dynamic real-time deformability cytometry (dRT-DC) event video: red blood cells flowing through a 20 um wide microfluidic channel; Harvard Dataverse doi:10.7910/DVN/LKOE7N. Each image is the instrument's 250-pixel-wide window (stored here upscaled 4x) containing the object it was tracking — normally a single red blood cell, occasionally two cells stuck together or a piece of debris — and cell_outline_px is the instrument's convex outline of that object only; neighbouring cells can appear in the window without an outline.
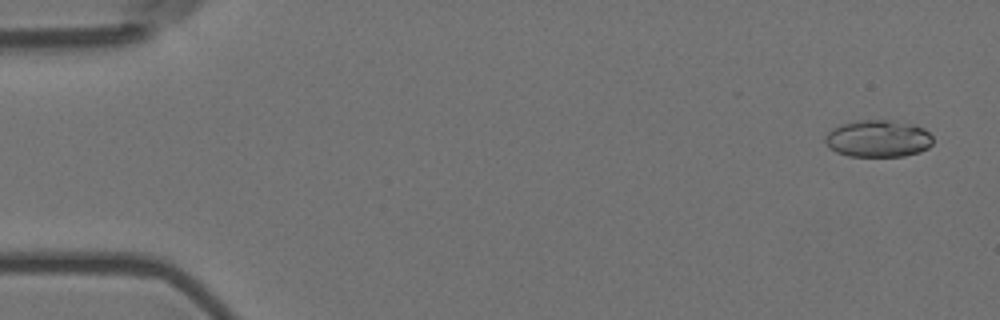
{"species": "Egyptian fruit bat (a non-hibernating species)", "species_latin": "Rousettus aegyptiacus", "temperature_condition": "room temperature", "stored_images_in_passage": 5, "camera_frame_rate_fps": 3000, "um_per_image_px": 0.085, "animal": {"sex": "female"}, "frame": {"image": 1, "passage_image": 1, "time_ms": 0.0, "image_size_px": [1000, 320], "cell_outline_px": [[932, 144], [928, 148], [920, 152], [904, 156], [848, 156], [836, 152], [824, 140], [824, 136], [832, 128], [840, 124], [856, 120], [888, 120], [912, 124], [924, 128], [932, 136]], "centroid_in_image_um": [74.64, 11.78], "position_along_channel_um": 10.4, "area_um2": 23.35}}
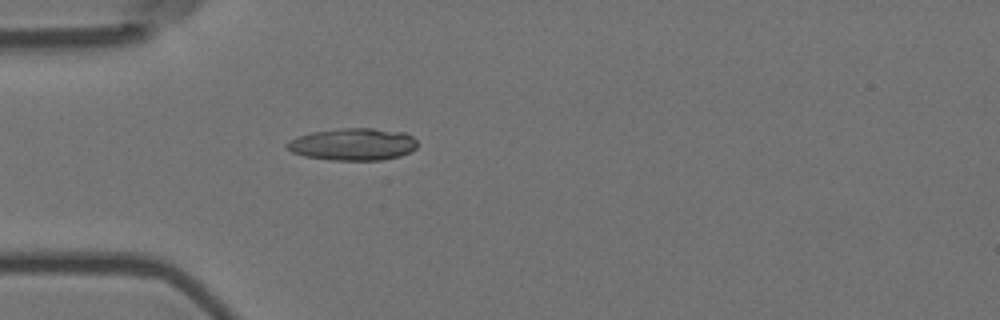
{"frame": {"image": 2, "passage_image": 5, "time_ms": 1.333, "image_size_px": [1000, 320], "cell_outline_px": [[416, 148], [400, 156], [380, 160], [332, 160], [304, 156], [292, 152], [284, 144], [288, 140], [312, 132], [344, 128], [372, 128], [404, 132], [412, 136], [416, 140]], "centroid_in_image_um": [29.99, 12.26], "position_along_channel_um": 55.0, "area_um2": 24.33}}